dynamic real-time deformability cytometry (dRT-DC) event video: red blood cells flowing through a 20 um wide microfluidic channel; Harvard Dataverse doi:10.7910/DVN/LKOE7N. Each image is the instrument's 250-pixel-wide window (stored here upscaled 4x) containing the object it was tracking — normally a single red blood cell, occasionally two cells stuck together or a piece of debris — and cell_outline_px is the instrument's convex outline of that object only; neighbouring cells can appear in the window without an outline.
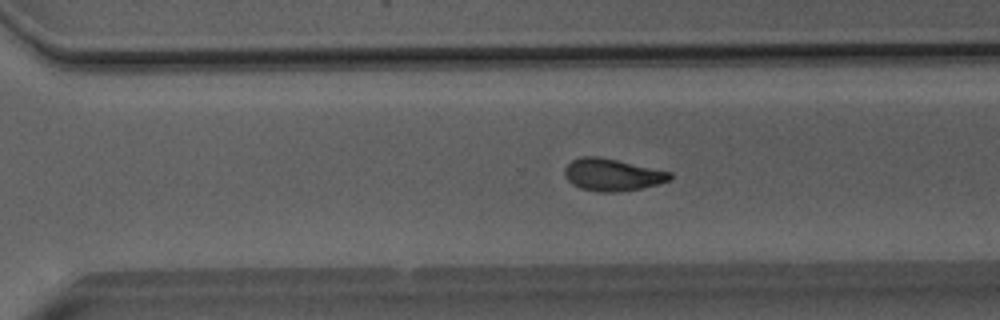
{"species": "Egyptian fruit bat (a non-hibernating species)", "species_latin": "Rousettus aegyptiacus", "temperature_condition": "room temperature", "stored_images_in_passage": 51, "camera_frame_rate_fps": 3000, "um_per_image_px": 0.085, "animal": {"sex": "male"}, "frame": {"image": 1, "passage_image": 36, "time_ms": 11.667, "image_size_px": [1000, 320], "cell_outline_px": [[672, 180], [640, 188], [616, 192], [600, 192], [580, 188], [572, 184], [564, 176], [564, 168], [572, 160], [580, 156], [600, 156], [672, 172]], "centroid_in_image_um": [52.03, 14.84], "position_along_channel_um": 318.6, "area_um2": 19.83}}
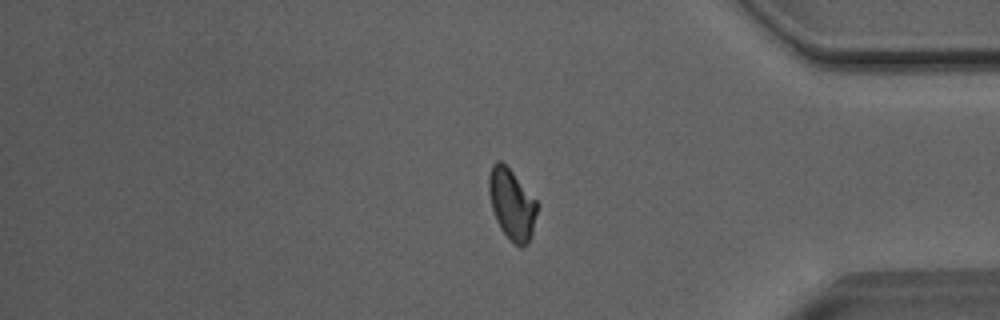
{"frame": {"image": 2, "passage_image": 43, "time_ms": 14.0, "image_size_px": [1000, 320], "cell_outline_px": [[536, 212], [532, 232], [528, 244], [520, 248], [512, 244], [500, 228], [496, 220], [492, 208], [488, 192], [488, 176], [492, 164], [496, 160], [500, 160], [512, 172], [536, 200]], "centroid_in_image_um": [43.47, 17.38], "position_along_channel_um": 391.7, "area_um2": 19.77}}
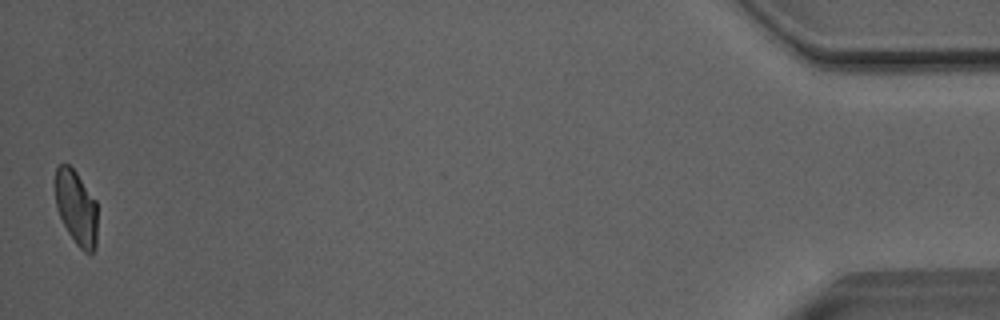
{"frame": {"image": 3, "passage_image": 51, "time_ms": 16.667, "image_size_px": [1000, 320], "cell_outline_px": [[96, 248], [92, 252], [84, 252], [76, 244], [68, 232], [56, 208], [56, 168], [60, 164], [68, 164], [76, 172], [96, 200]], "centroid_in_image_um": [6.49, 17.66], "position_along_channel_um": 428.7, "area_um2": 18.09}, "authors_computed_cell_mechanics": {"area_um2": 20.1722, "velocity_mm_per_s": 4.0703, "shape_relaxation_time_tau1_ms": 7.1419, "shape_relaxation_time_tau2_ms": 2.8516, "deformation_change_tau1": 0.1779, "deformation_change_tau2": 0.0882}}